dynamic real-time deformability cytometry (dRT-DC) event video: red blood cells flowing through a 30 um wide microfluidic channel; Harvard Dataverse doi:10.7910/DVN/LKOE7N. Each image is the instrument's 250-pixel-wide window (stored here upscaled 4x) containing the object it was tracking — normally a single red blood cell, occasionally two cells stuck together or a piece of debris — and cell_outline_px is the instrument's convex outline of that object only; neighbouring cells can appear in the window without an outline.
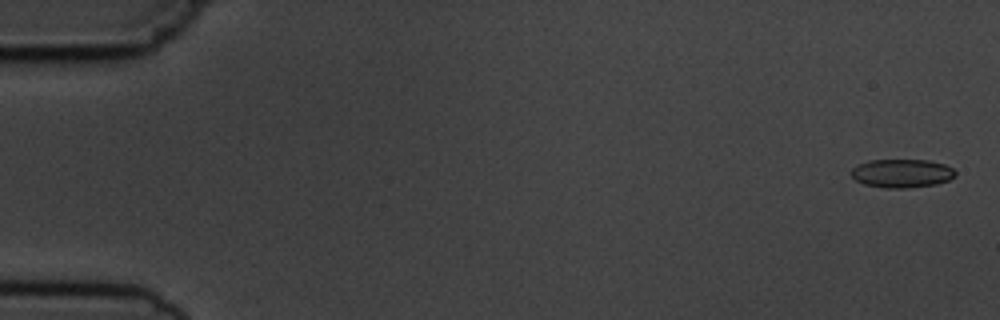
{"species": "common noctule bat (a hibernating species)", "species_latin": "Nyctalus noctula", "temperature_condition": "cold", "stored_images_in_passage": 6, "camera_frame_rate_fps": 3000, "um_per_image_px": 0.085, "animal": {"sex": "male", "body_mass_g": 19.5, "forearm_length_mm": 54.6}, "frame": {"image": 1, "passage_image": 1, "time_ms": 0.0, "image_size_px": [1000, 320], "cell_outline_px": [[956, 176], [948, 180], [936, 184], [904, 188], [884, 188], [864, 184], [856, 180], [848, 172], [852, 168], [868, 160], [928, 160], [944, 164], [952, 168], [956, 172]], "centroid_in_image_um": [76.64, 14.73], "position_along_channel_um": 8.4, "area_um2": 17.34}}
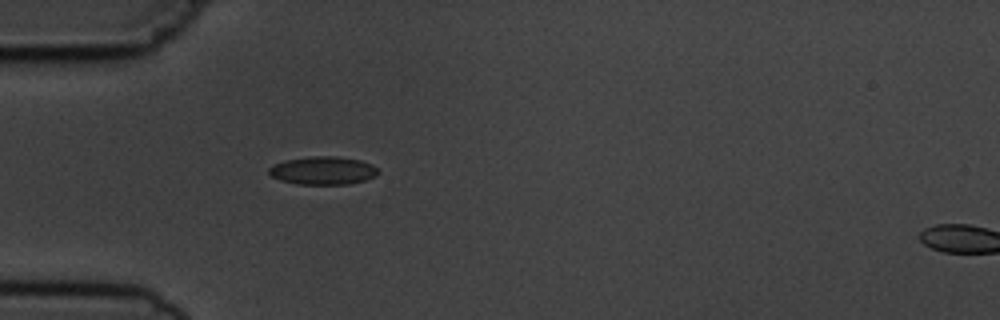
{"frame": {"image": 2, "passage_image": 5, "time_ms": 5.0, "image_size_px": [1000, 320], "cell_outline_px": [[380, 172], [376, 176], [364, 180], [348, 184], [296, 184], [280, 180], [272, 176], [268, 172], [268, 168], [284, 160], [312, 156], [340, 156], [360, 160], [372, 164]], "centroid_in_image_um": [27.47, 14.49], "position_along_channel_um": 57.5, "area_um2": 17.92}}